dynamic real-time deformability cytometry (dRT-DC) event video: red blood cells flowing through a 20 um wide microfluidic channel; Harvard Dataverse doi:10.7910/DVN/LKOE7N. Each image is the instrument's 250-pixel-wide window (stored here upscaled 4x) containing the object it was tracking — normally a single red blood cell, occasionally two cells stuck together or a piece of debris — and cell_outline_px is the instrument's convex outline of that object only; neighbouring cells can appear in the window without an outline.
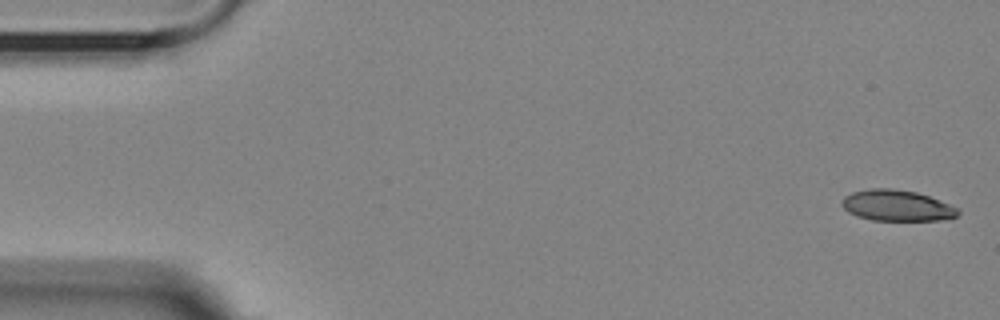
{"species": "Egyptian fruit bat (a non-hibernating species)", "species_latin": "Rousettus aegyptiacus", "temperature_condition": "room temperature", "stored_images_in_passage": 5, "camera_frame_rate_fps": 3000, "um_per_image_px": 0.085, "animal": {"sex": "female"}, "frame": {"image": 1, "passage_image": 1, "time_ms": 0.0, "image_size_px": [1000, 320], "cell_outline_px": [[960, 212], [956, 216], [940, 220], [872, 220], [856, 216], [848, 212], [840, 204], [844, 196], [852, 192], [872, 188], [892, 188], [916, 192], [928, 196], [960, 208]], "centroid_in_image_um": [76.21, 17.47], "position_along_channel_um": 8.8, "area_um2": 20.98}}
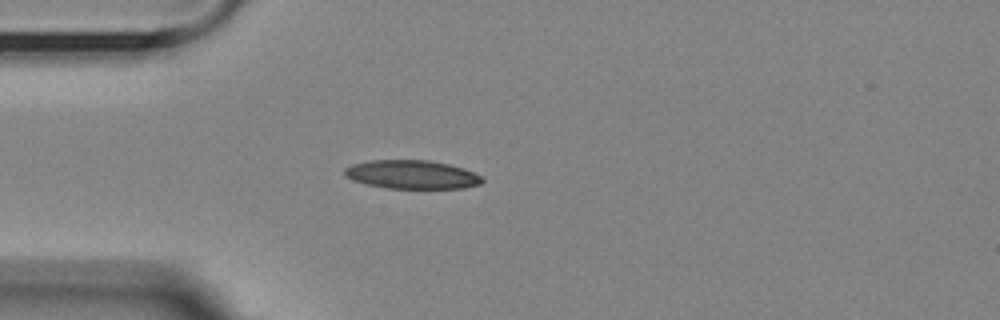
{"frame": {"image": 2, "passage_image": 5, "time_ms": 4.333, "image_size_px": [1000, 320], "cell_outline_px": [[484, 180], [480, 184], [464, 188], [388, 188], [368, 184], [352, 180], [344, 176], [344, 168], [352, 164], [372, 160], [428, 160], [448, 164], [464, 168], [480, 176]], "centroid_in_image_um": [34.99, 14.83], "position_along_channel_um": 50.0, "area_um2": 22.83}}